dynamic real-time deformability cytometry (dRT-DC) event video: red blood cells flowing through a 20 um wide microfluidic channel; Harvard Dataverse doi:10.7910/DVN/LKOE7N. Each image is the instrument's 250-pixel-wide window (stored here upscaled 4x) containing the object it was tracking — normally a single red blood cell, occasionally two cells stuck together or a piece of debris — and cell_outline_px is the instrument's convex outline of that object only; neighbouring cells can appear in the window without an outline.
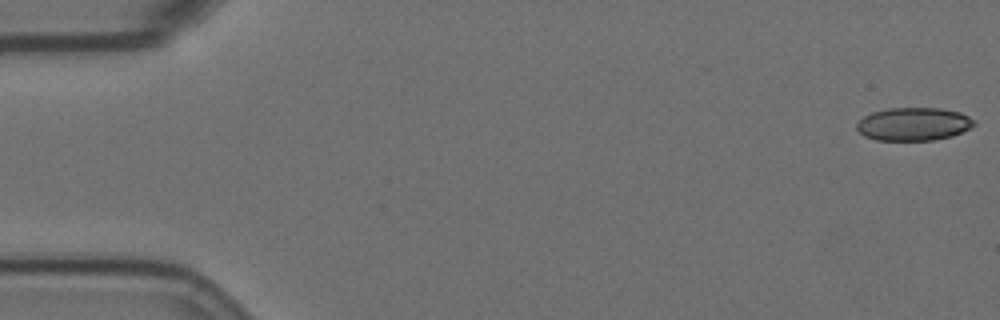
{"species": "Egyptian fruit bat (a non-hibernating species)", "species_latin": "Rousettus aegyptiacus", "temperature_condition": "room temperature", "stored_images_in_passage": 57, "camera_frame_rate_fps": 3000, "um_per_image_px": 0.085, "animal": {"sex": "female"}, "frame": {"image": 1, "passage_image": 1, "time_ms": 0.0, "image_size_px": [1000, 320], "cell_outline_px": [[976, 124], [972, 128], [952, 136], [932, 140], [876, 140], [864, 136], [856, 128], [856, 124], [864, 116], [872, 112], [888, 108], [940, 108], [960, 112], [968, 116]], "centroid_in_image_um": [77.66, 10.54], "position_along_channel_um": 7.3, "area_um2": 22.66}}
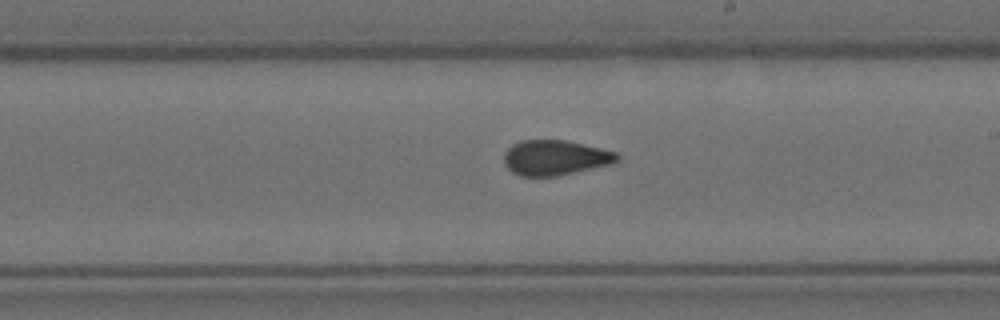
{"frame": {"image": 2, "passage_image": 32, "time_ms": 10.333, "image_size_px": [1000, 320], "cell_outline_px": [[620, 156], [616, 160], [608, 164], [592, 168], [556, 176], [520, 176], [512, 172], [504, 164], [504, 152], [512, 144], [520, 140], [564, 140], [600, 148], [616, 152]], "centroid_in_image_um": [47.12, 13.4], "position_along_channel_um": 241.9, "area_um2": 22.89}}
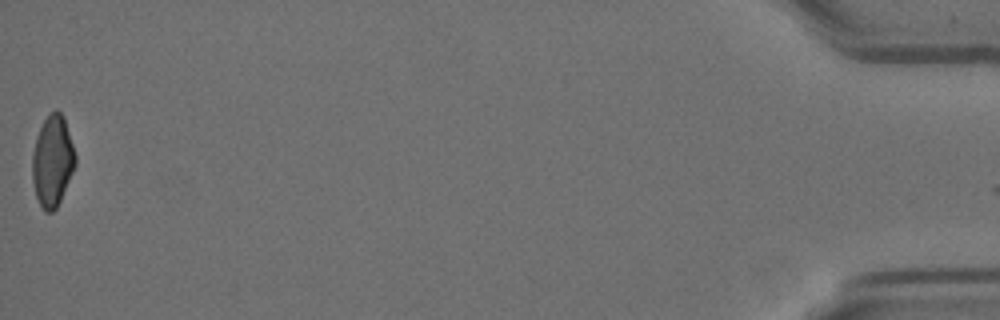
{"frame": {"image": 3, "passage_image": 56, "time_ms": 18.333, "image_size_px": [1000, 320], "cell_outline_px": [[76, 164], [60, 200], [56, 208], [52, 212], [44, 212], [36, 196], [32, 180], [32, 152], [36, 136], [44, 120], [56, 108], [64, 116], [76, 156]], "centroid_in_image_um": [4.45, 13.68], "position_along_channel_um": 430.7, "area_um2": 22.77}, "authors_computed_cell_mechanics": {"area_um2": 23.5246, "velocity_mm_per_s": 3.6188, "shape_relaxation_time_tau1_ms": null, "shape_relaxation_time_tau2_ms": 1.4768, "deformation_change_tau1": null, "deformation_change_tau2": 0.0754}}